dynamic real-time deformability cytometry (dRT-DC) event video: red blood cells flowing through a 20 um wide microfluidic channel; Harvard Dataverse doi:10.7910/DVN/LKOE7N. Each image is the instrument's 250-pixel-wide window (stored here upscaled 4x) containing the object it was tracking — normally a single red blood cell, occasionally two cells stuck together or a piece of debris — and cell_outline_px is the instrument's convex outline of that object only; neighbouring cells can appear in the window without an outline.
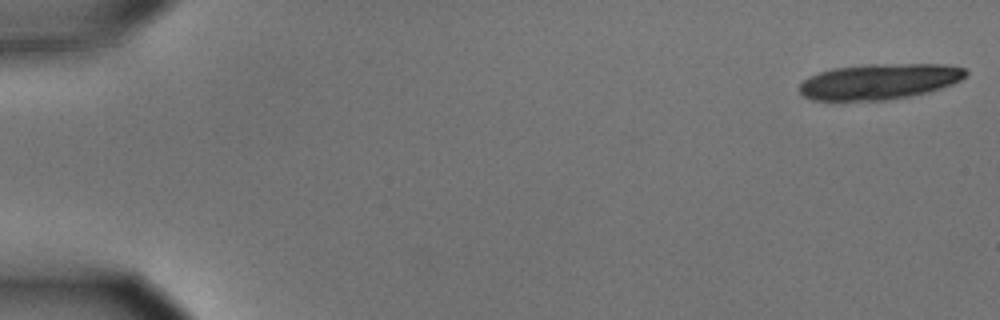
{"species": "common noctule bat (a hibernating species)", "species_latin": "Nyctalus noctula", "temperature_condition": "cold", "stored_images_in_passage": 20, "camera_frame_rate_fps": 3000, "um_per_image_px": 0.085, "animal": {"sex": "male", "body_mass_g": 15.6}, "frame": {"image": 1, "passage_image": 1, "time_ms": 0.0, "image_size_px": [1000, 320], "cell_outline_px": [[968, 72], [960, 80], [952, 84], [928, 92], [912, 96], [888, 100], [812, 100], [804, 96], [800, 92], [800, 84], [808, 76], [832, 68], [868, 64], [944, 64], [964, 68]], "centroid_in_image_um": [74.74, 6.92], "position_along_channel_um": 10.3, "area_um2": 34.56}}